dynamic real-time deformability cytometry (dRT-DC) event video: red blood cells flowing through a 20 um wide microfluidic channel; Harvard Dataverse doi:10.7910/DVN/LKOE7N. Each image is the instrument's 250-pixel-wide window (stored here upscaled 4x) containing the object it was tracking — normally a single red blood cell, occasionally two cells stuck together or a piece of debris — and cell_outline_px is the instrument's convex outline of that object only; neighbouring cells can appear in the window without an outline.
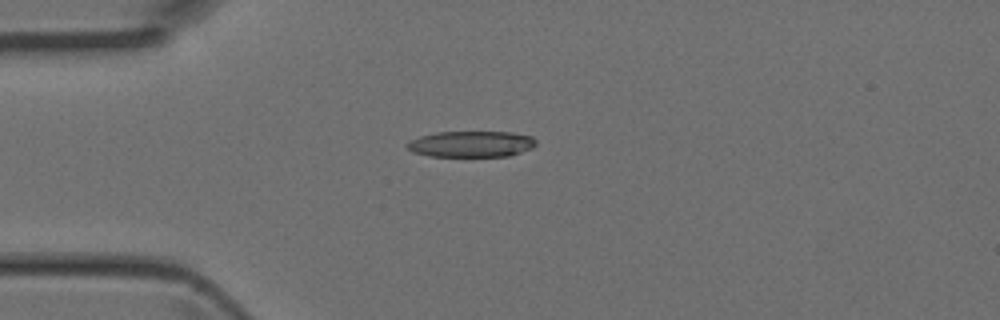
{"species": "Egyptian fruit bat (a non-hibernating species)", "species_latin": "Rousettus aegyptiacus", "temperature_condition": "room temperature", "stored_images_in_passage": 4, "camera_frame_rate_fps": 3000, "um_per_image_px": 0.085, "animal": {"sex": "female"}, "frame": {"image": 1, "passage_image": 4, "time_ms": 1.0, "image_size_px": [1000, 320], "cell_outline_px": [[536, 144], [532, 148], [508, 156], [428, 156], [412, 152], [404, 144], [408, 140], [420, 136], [436, 132], [512, 132], [532, 136], [536, 140]], "centroid_in_image_um": [40.02, 12.24], "position_along_channel_um": 45.0, "area_um2": 19.71}}